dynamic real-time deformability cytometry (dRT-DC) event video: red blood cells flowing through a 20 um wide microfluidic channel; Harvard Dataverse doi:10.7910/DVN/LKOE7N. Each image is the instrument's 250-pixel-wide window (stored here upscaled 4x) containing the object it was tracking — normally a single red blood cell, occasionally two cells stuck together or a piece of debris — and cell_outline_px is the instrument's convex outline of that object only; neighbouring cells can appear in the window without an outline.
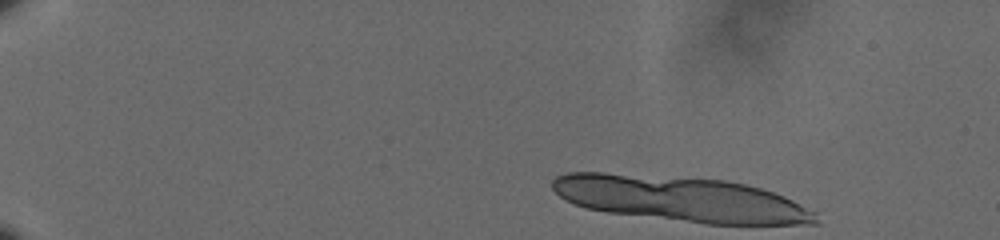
{"species": "human", "species_latin": "Homo sapiens", "temperature_condition": "cold", "stored_images_in_passage": 11, "camera_frame_rate_fps": 3000, "um_per_image_px": 0.085, "donor": {"sex": "male"}, "frame": {"image": 1, "passage_image": 1, "time_ms": 0.0, "image_size_px": [1000, 240], "cell_outline_px": [[820, 224], [704, 224], [608, 212], [588, 208], [564, 200], [552, 188], [552, 180], [556, 176], [564, 172], [604, 172], [724, 180], [744, 184], [760, 188], [784, 196], [816, 212]], "centroid_in_image_um": [57.85, 16.91], "position_along_channel_um": 27.1, "area_um2": 69.42}}